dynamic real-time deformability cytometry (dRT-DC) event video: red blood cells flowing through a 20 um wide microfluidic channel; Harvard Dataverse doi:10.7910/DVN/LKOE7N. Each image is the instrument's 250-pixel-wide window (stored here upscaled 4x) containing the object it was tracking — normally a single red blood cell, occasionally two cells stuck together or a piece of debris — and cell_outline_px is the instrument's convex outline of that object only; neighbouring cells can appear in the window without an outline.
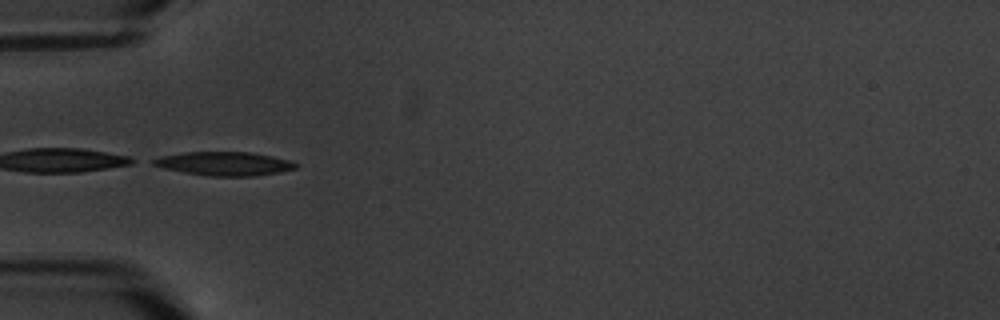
{"species": "common noctule bat (a hibernating species)", "species_latin": "Nyctalus noctula", "temperature_condition": "warm", "stored_images_in_passage": 5, "camera_frame_rate_fps": 3000, "um_per_image_px": 0.085, "animal": {"sex": "male", "body_mass_g": 20.1, "forearm_length_mm": 53.5}, "frame": {"image": 1, "passage_image": 4, "time_ms": 3.333, "image_size_px": [1000, 320], "cell_outline_px": [[300, 164], [296, 168], [280, 172], [252, 176], [212, 176], [184, 172], [164, 168], [152, 164], [152, 160], [160, 156], [184, 152], [252, 152], [292, 160]], "centroid_in_image_um": [19.12, 13.9], "position_along_channel_um": 65.9, "area_um2": 19.71}}